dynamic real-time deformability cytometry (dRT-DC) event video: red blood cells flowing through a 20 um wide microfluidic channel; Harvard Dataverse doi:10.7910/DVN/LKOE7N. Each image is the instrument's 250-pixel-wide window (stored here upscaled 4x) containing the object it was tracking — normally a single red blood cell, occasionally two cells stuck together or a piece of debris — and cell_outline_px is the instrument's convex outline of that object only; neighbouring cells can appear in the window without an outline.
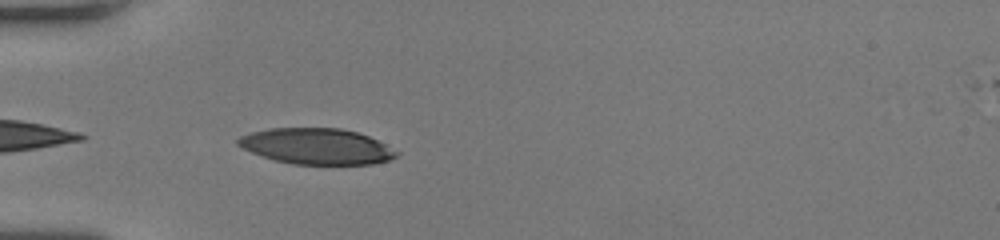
{"species": "human", "species_latin": "Homo sapiens", "temperature_condition": "room temperature", "stored_images_in_passage": 9, "camera_frame_rate_fps": 3000, "um_per_image_px": 0.085, "donor": {"sex": "female"}, "frame": {"image": 1, "passage_image": 2, "time_ms": 0.333, "image_size_px": [1000, 240], "cell_outline_px": [[400, 152], [396, 156], [388, 160], [372, 164], [292, 164], [276, 160], [252, 152], [236, 144], [236, 140], [240, 136], [252, 132], [268, 128], [340, 128], [356, 132], [368, 136]], "centroid_in_image_um": [26.9, 12.43], "position_along_channel_um": 58.1, "area_um2": 32.83}}
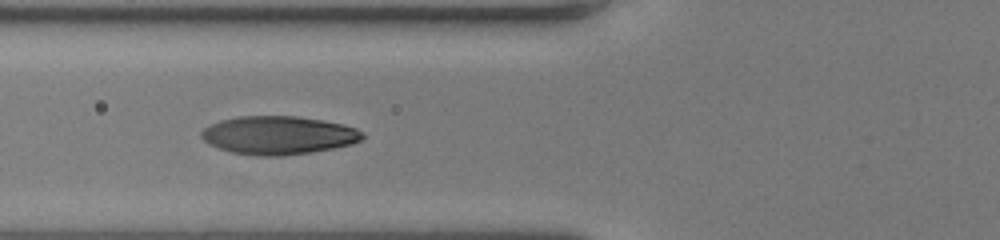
{"frame": {"image": 2, "passage_image": 6, "time_ms": 1.667, "image_size_px": [1000, 240], "cell_outline_px": [[364, 136], [360, 140], [352, 144], [312, 152], [280, 156], [256, 156], [232, 152], [208, 144], [200, 136], [200, 132], [204, 128], [220, 120], [236, 116], [296, 116], [320, 120], [340, 124], [356, 128], [364, 132]], "centroid_in_image_um": [23.64, 11.5], "position_along_channel_um": 102.2, "area_um2": 35.89}}
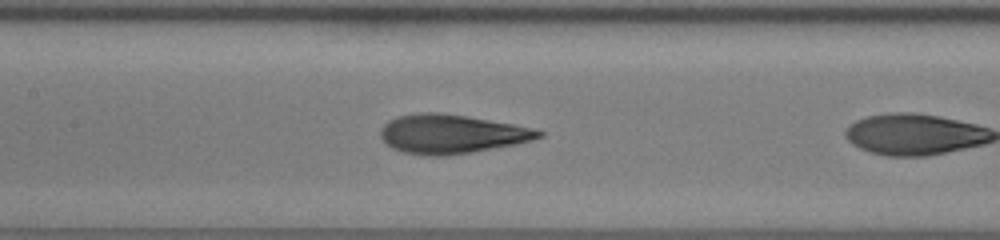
{"frame": {"image": 3, "passage_image": 8, "time_ms": 2.333, "image_size_px": [1000, 240], "cell_outline_px": [[544, 136], [532, 140], [516, 144], [472, 152], [448, 156], [428, 156], [404, 152], [392, 148], [380, 136], [380, 128], [388, 120], [396, 116], [420, 112], [436, 112], [468, 116], [512, 124], [532, 128], [544, 132]], "centroid_in_image_um": [38.35, 11.39], "position_along_channel_um": 169.0, "area_um2": 36.01}}